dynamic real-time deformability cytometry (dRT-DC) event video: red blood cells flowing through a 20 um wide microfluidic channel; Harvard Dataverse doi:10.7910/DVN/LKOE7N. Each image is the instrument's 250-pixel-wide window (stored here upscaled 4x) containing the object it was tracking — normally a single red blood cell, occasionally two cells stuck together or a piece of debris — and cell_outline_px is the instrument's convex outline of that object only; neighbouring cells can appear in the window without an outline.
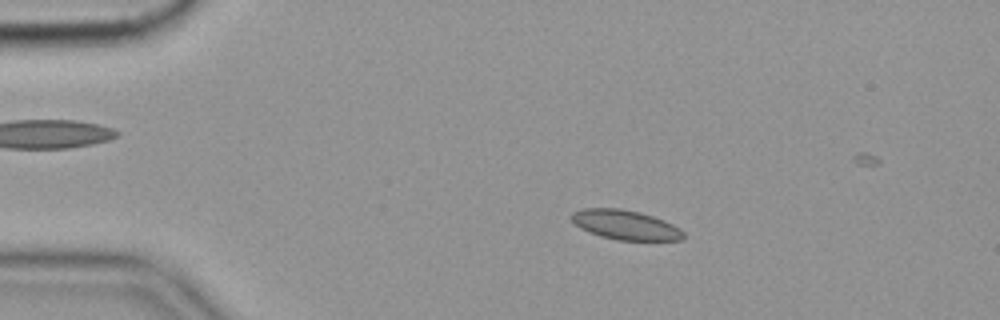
{"species": "common noctule bat (a hibernating species)", "species_latin": "Nyctalus noctula", "temperature_condition": "cold", "stored_images_in_passage": 58, "camera_frame_rate_fps": 3000, "um_per_image_px": 0.085, "animal": {"sex": "female", "body_mass_g": 19.9}, "frame": {"image": 1, "passage_image": 11, "time_ms": 3.333, "image_size_px": [1000, 320], "cell_outline_px": [[684, 240], [616, 240], [600, 236], [588, 232], [580, 228], [572, 220], [572, 212], [584, 208], [620, 208], [640, 212], [664, 220], [680, 228], [684, 232]], "centroid_in_image_um": [53.17, 19.11], "position_along_channel_um": 31.8, "area_um2": 19.31}}
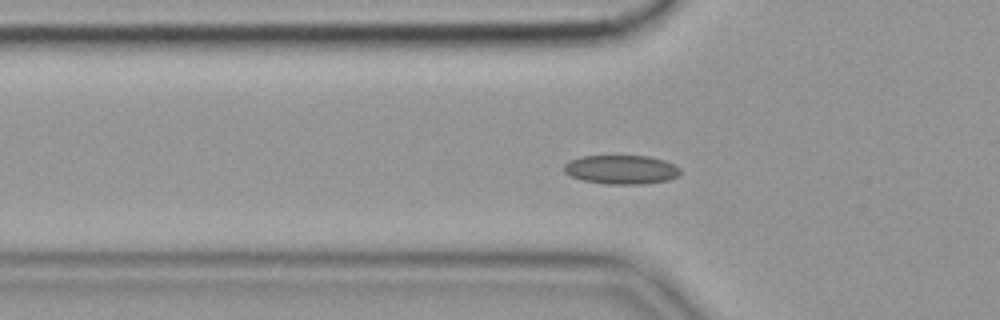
{"frame": {"image": 2, "passage_image": 19, "time_ms": 6.0, "image_size_px": [1000, 320], "cell_outline_px": [[680, 176], [668, 180], [644, 184], [608, 184], [584, 180], [568, 176], [564, 172], [564, 164], [568, 160], [580, 156], [648, 156], [664, 160], [680, 168]], "centroid_in_image_um": [52.79, 14.41], "position_along_channel_um": 73.0, "area_um2": 19.77}}
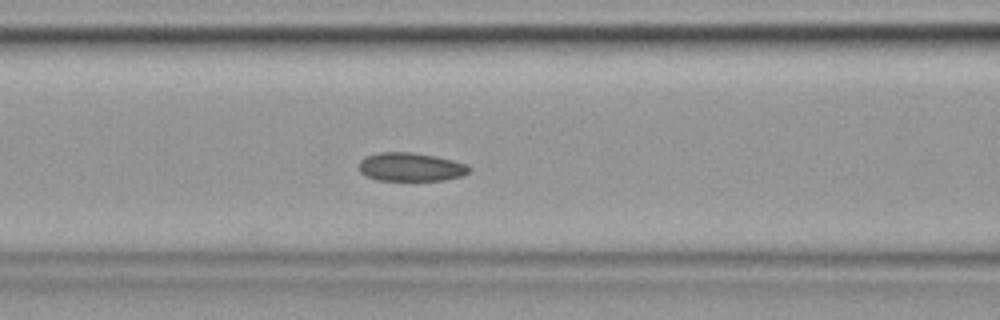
{"frame": {"image": 3, "passage_image": 24, "time_ms": 7.667, "image_size_px": [1000, 320], "cell_outline_px": [[472, 168], [464, 176], [444, 180], [376, 180], [360, 172], [360, 160], [368, 156], [380, 152], [412, 152], [436, 156], [468, 164]], "centroid_in_image_um": [34.97, 14.19], "position_along_channel_um": 131.6, "area_um2": 18.32}, "authors_computed_cell_mechanics": {"area_um2": 18.9584, "velocity_mm_per_s": 3.5063, "shape_relaxation_time_tau1_ms": 11.059, "shape_relaxation_time_tau2_ms": 2.158, "deformation_change_tau1": 0.1349, "deformation_change_tau2": 0.078}}